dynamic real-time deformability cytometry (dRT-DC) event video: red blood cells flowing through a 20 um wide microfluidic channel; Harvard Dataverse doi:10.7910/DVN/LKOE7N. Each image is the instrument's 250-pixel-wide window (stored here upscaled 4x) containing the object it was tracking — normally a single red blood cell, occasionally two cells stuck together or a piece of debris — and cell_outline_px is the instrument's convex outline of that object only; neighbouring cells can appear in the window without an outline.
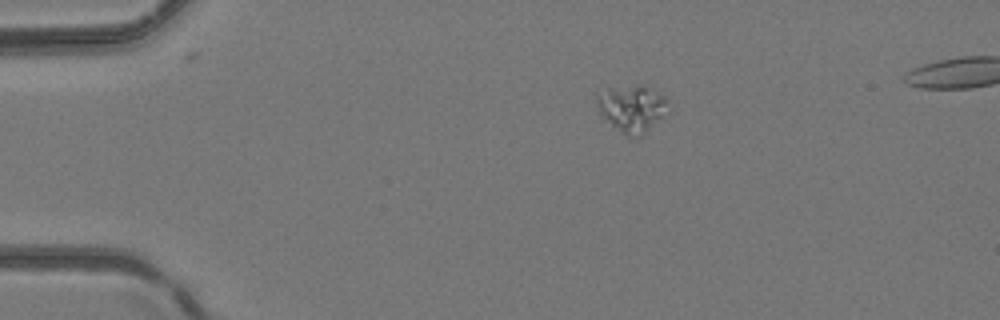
{"species": "common noctule bat (a hibernating species)", "species_latin": "Nyctalus noctula", "temperature_condition": "room temperature", "stored_images_in_passage": 39, "camera_frame_rate_fps": 3000, "um_per_image_px": 0.085, "animal": {"sex": "female", "body_mass_g": 24.6, "forearm_length_mm": 56.2}, "frame": {"image": 1, "passage_image": 1, "time_ms": 0.0, "image_size_px": [1000, 320], "cell_outline_px": [[668, 100], [660, 116], [640, 136], [628, 136], [612, 128], [600, 116], [596, 100], [596, 92], [608, 88], [636, 84], [640, 84], [664, 96]], "centroid_in_image_um": [53.57, 9.19], "position_along_channel_um": 31.4, "area_um2": 19.13}}
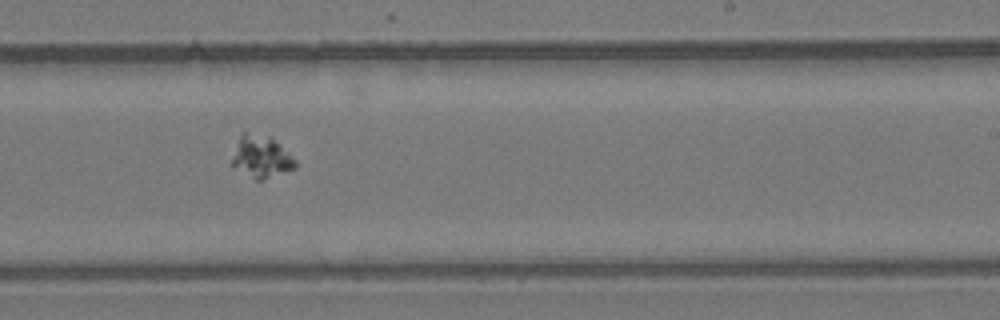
{"frame": {"image": 2, "passage_image": 21, "time_ms": 6.667, "image_size_px": [1000, 320], "cell_outline_px": [[296, 168], [264, 180], [256, 180], [232, 164], [232, 160], [240, 132], [244, 132], [272, 136], [296, 160]], "centroid_in_image_um": [22.24, 13.3], "position_along_channel_um": 266.8, "area_um2": 15.43}}
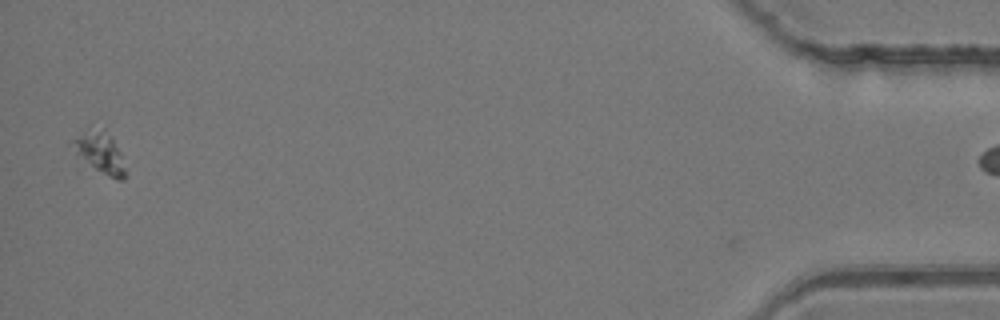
{"frame": {"image": 3, "passage_image": 38, "time_ms": 12.333, "image_size_px": [1000, 320], "cell_outline_px": [[128, 176], [124, 180], [120, 180], [108, 176], [96, 168], [76, 152], [72, 140], [84, 132], [104, 128], [112, 136], [120, 152]], "centroid_in_image_um": [8.61, 12.98], "position_along_channel_um": 426.6, "area_um2": 12.02}}